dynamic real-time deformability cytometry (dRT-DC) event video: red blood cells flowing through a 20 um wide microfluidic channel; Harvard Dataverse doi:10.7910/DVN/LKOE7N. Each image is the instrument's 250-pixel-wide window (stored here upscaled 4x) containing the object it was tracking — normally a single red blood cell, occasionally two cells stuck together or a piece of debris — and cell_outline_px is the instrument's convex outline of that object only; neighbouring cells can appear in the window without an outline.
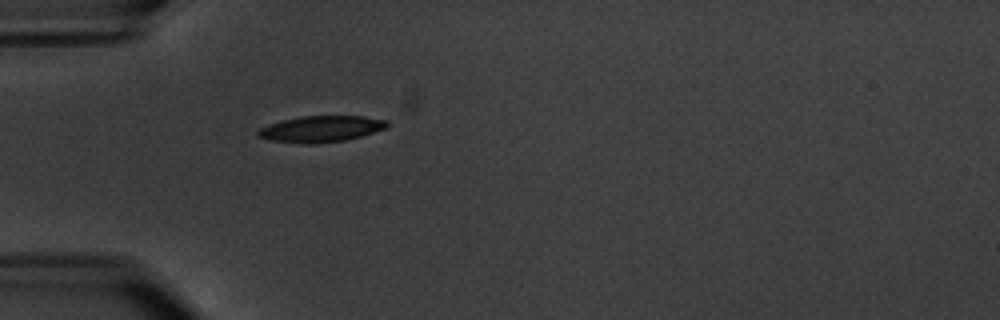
{"species": "common noctule bat (a hibernating species)", "species_latin": "Nyctalus noctula", "temperature_condition": "warm", "stored_images_in_passage": 2, "camera_frame_rate_fps": 3000, "um_per_image_px": 0.085, "animal": {"sex": "male", "body_mass_g": 20.1, "forearm_length_mm": 53.5}, "frame": {"image": 1, "passage_image": 2, "time_ms": 1.333, "image_size_px": [1000, 320], "cell_outline_px": [[388, 128], [360, 136], [344, 140], [316, 144], [308, 144], [272, 140], [256, 136], [256, 132], [260, 128], [268, 124], [280, 120], [300, 116], [364, 116], [388, 120]], "centroid_in_image_um": [27.28, 10.95], "position_along_channel_um": 57.7, "area_um2": 19.83}}